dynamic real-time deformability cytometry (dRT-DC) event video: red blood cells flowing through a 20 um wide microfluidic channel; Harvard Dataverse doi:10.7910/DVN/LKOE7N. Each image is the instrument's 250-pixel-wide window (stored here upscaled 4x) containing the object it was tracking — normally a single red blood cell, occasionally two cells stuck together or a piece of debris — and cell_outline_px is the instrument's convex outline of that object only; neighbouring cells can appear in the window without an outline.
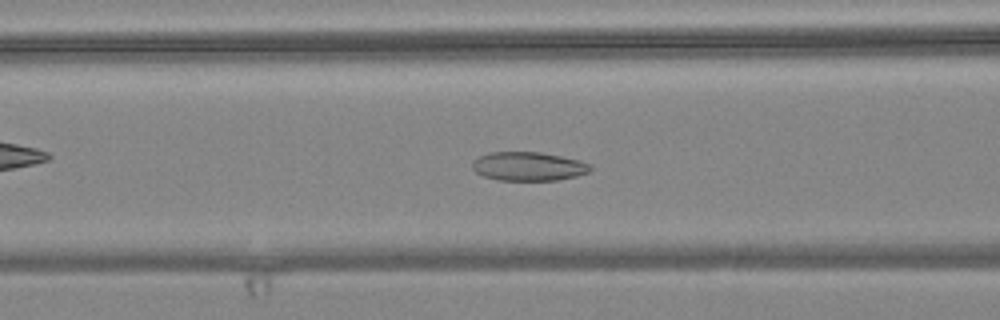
{"species": "common noctule bat (a hibernating species)", "species_latin": "Nyctalus noctula", "temperature_condition": "warm", "stored_images_in_passage": 49, "camera_frame_rate_fps": 3000, "um_per_image_px": 0.085, "animal": {"sex": "female", "body_mass_g": 24.6, "forearm_length_mm": 56.2}, "frame": {"image": 1, "passage_image": 15, "time_ms": 4.667, "image_size_px": [1000, 320], "cell_outline_px": [[592, 168], [588, 172], [576, 176], [556, 180], [496, 180], [484, 176], [476, 172], [472, 168], [472, 160], [488, 152], [540, 152], [580, 160], [592, 164]], "centroid_in_image_um": [44.91, 14.13], "position_along_channel_um": 121.7, "area_um2": 19.88}}
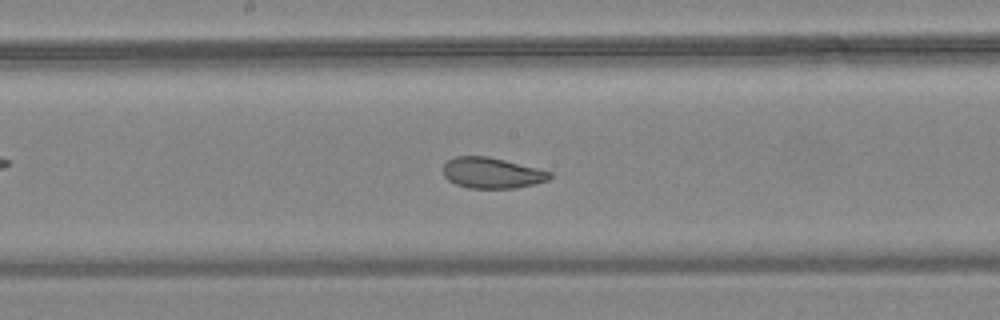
{"frame": {"image": 2, "passage_image": 22, "time_ms": 7.0, "image_size_px": [1000, 320], "cell_outline_px": [[552, 176], [548, 180], [536, 184], [516, 188], [468, 188], [456, 184], [448, 180], [444, 176], [444, 164], [448, 160], [456, 156], [488, 156], [552, 172]], "centroid_in_image_um": [41.81, 14.71], "position_along_channel_um": 206.4, "area_um2": 19.07}}
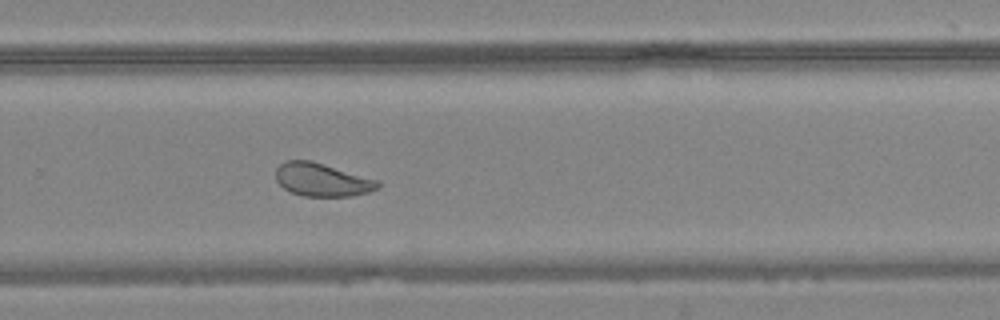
{"frame": {"image": 3, "passage_image": 30, "time_ms": 9.667, "image_size_px": [1000, 320], "cell_outline_px": [[380, 188], [368, 192], [352, 196], [304, 196], [292, 192], [284, 188], [276, 180], [276, 168], [280, 164], [288, 160], [312, 160], [380, 180]], "centroid_in_image_um": [27.41, 15.27], "position_along_channel_um": 302.4, "area_um2": 19.88}, "authors_computed_cell_mechanics": {"area_um2": 21.964, "velocity_mm_per_s": 3.6287, "shape_relaxation_time_tau1_ms": null, "shape_relaxation_time_tau2_ms": 2.0804, "deformation_change_tau1": null, "deformation_change_tau2": 0.0855}}